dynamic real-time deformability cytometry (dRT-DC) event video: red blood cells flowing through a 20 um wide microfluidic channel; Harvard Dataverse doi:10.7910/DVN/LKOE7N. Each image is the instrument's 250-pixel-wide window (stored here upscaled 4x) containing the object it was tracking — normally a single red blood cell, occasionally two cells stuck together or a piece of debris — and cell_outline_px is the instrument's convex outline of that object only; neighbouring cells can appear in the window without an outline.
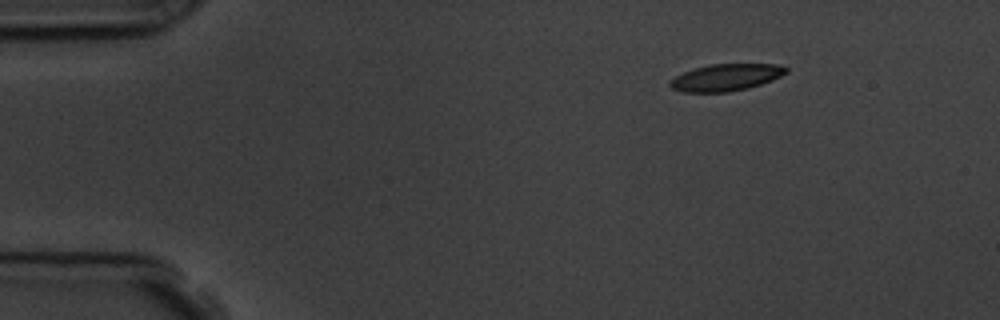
{"species": "common noctule bat (a hibernating species)", "species_latin": "Nyctalus noctula", "temperature_condition": "room temperature", "stored_images_in_passage": 50, "camera_frame_rate_fps": 3000, "um_per_image_px": 0.085, "animal": {"sex": "male", "body_mass_g": 19.5, "forearm_length_mm": 54.6}, "frame": {"image": 1, "passage_image": 1, "time_ms": 0.0, "image_size_px": [1000, 320], "cell_outline_px": [[788, 72], [772, 80], [748, 88], [728, 92], [684, 92], [672, 88], [668, 84], [676, 76], [684, 72], [696, 68], [712, 64], [776, 64], [788, 68]], "centroid_in_image_um": [61.73, 6.58], "position_along_channel_um": 23.3, "area_um2": 17.98}}
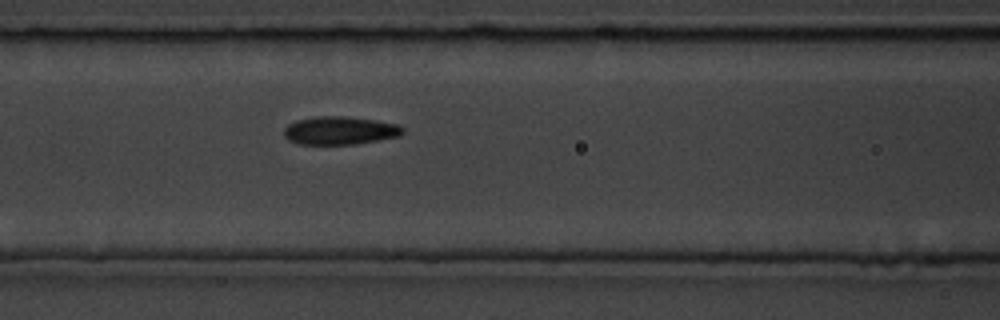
{"frame": {"image": 2, "passage_image": 17, "time_ms": 5.333, "image_size_px": [1000, 320], "cell_outline_px": [[404, 132], [400, 136], [380, 140], [356, 144], [296, 144], [288, 140], [284, 136], [284, 128], [288, 124], [296, 120], [316, 116], [344, 116], [376, 120], [400, 124], [404, 128]], "centroid_in_image_um": [28.9, 11.09], "position_along_channel_um": 137.7, "area_um2": 19.77}}
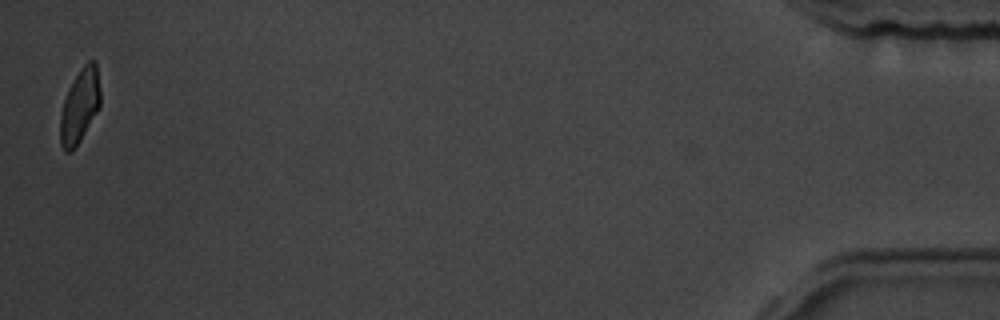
{"frame": {"image": 3, "passage_image": 49, "time_ms": 16.0, "image_size_px": [1000, 320], "cell_outline_px": [[100, 108], [80, 140], [72, 152], [64, 152], [60, 144], [60, 116], [64, 100], [68, 88], [80, 68], [88, 60], [96, 60], [100, 88]], "centroid_in_image_um": [6.78, 8.99], "position_along_channel_um": 428.4, "area_um2": 17.51}, "authors_computed_cell_mechanics": {"area_um2": 18.9584, "velocity_mm_per_s": 3.6048, "shape_relaxation_time_tau1_ms": 2.7526, "shape_relaxation_time_tau2_ms": 2.0167, "deformation_change_tau1": 0.1223, "deformation_change_tau2": 0.0739}}